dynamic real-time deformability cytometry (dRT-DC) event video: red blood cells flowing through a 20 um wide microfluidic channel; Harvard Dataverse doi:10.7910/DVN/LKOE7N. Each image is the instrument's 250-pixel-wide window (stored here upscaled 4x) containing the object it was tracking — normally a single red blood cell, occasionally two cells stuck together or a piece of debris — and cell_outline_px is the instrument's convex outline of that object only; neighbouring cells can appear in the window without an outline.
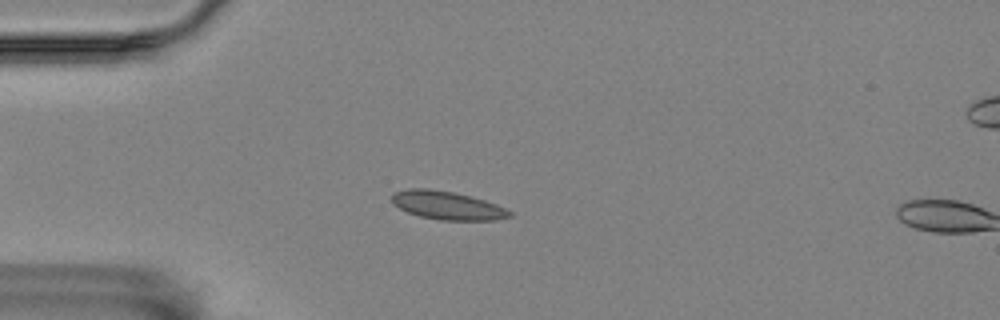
{"species": "Egyptian fruit bat (a non-hibernating species)", "species_latin": "Rousettus aegyptiacus", "temperature_condition": "room temperature", "stored_images_in_passage": 5, "camera_frame_rate_fps": 3000, "um_per_image_px": 0.085, "animal": {"sex": "female"}, "frame": {"image": 1, "passage_image": 4, "time_ms": 1.0, "image_size_px": [1000, 320], "cell_outline_px": [[512, 216], [496, 220], [440, 220], [420, 216], [408, 212], [392, 204], [392, 192], [408, 188], [428, 188], [452, 192], [472, 196], [496, 204], [512, 212]], "centroid_in_image_um": [38.0, 17.45], "position_along_channel_um": 47.0, "area_um2": 19.48}}